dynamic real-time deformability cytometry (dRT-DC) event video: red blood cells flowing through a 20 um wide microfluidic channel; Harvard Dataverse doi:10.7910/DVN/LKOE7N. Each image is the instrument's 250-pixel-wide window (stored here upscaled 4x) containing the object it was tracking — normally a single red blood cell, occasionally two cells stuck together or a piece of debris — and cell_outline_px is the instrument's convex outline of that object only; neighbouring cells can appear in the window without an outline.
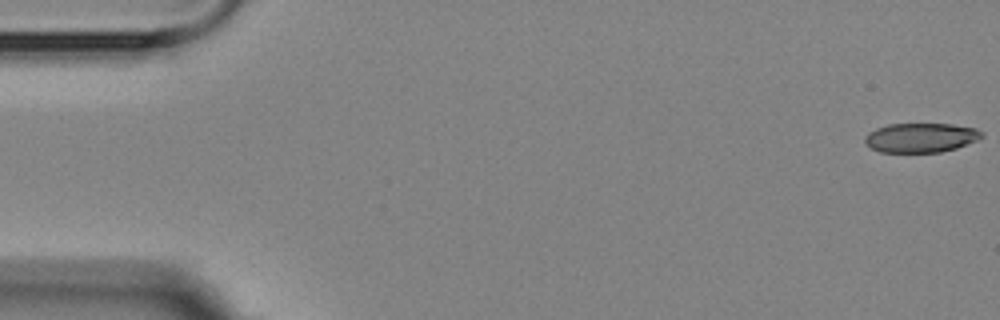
{"species": "Egyptian fruit bat (a non-hibernating species)", "species_latin": "Rousettus aegyptiacus", "temperature_condition": "room temperature", "stored_images_in_passage": 6, "camera_frame_rate_fps": 3000, "um_per_image_px": 0.085, "animal": {"sex": "female"}, "frame": {"image": 1, "passage_image": 1, "time_ms": 0.0, "image_size_px": [1000, 320], "cell_outline_px": [[984, 136], [976, 140], [956, 148], [940, 152], [880, 152], [864, 144], [864, 136], [868, 132], [876, 128], [888, 124], [952, 124], [976, 128], [984, 132]], "centroid_in_image_um": [78.25, 11.7], "position_along_channel_um": 6.8, "area_um2": 20.11}}
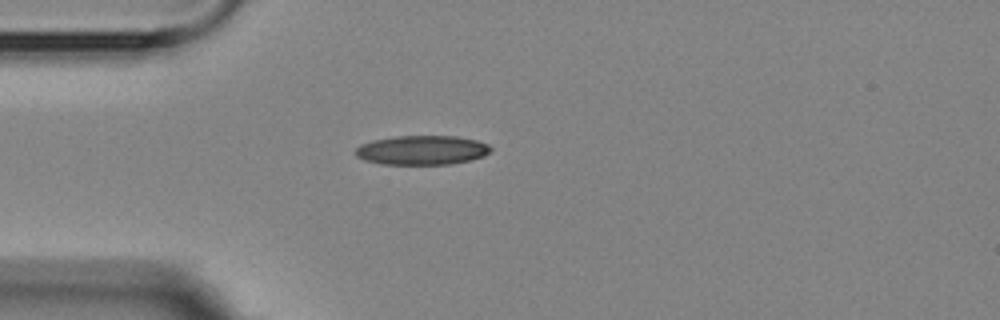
{"frame": {"image": 2, "passage_image": 5, "time_ms": 4.667, "image_size_px": [1000, 320], "cell_outline_px": [[492, 148], [484, 156], [468, 160], [448, 164], [380, 164], [364, 160], [356, 156], [352, 152], [360, 144], [372, 140], [396, 136], [456, 136], [476, 140], [488, 144]], "centroid_in_image_um": [35.81, 12.76], "position_along_channel_um": 49.2, "area_um2": 23.12}}